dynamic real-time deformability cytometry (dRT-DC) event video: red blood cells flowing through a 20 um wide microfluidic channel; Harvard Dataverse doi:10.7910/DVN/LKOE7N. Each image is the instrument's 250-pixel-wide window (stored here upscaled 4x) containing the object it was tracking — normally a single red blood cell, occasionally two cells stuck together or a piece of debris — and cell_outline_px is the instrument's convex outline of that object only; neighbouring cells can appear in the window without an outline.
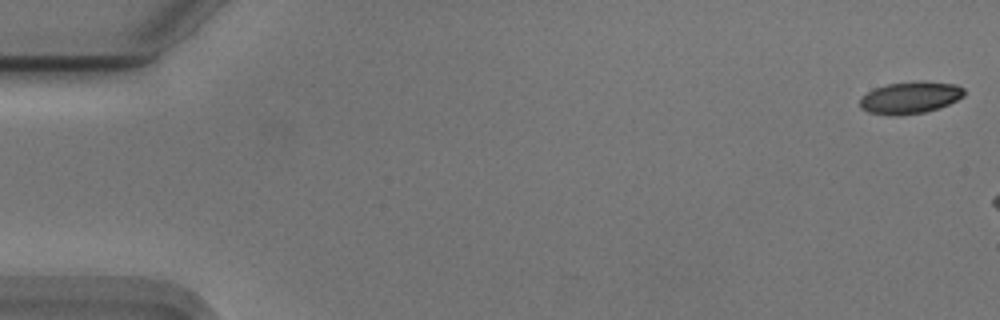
{"species": "Egyptian fruit bat (a non-hibernating species)", "species_latin": "Rousettus aegyptiacus", "temperature_condition": "cold", "stored_images_in_passage": 7, "camera_frame_rate_fps": 3000, "um_per_image_px": 0.085, "animal": {"sex": "male"}, "frame": {"image": 1, "passage_image": 1, "time_ms": 0.0, "image_size_px": [1000, 320], "cell_outline_px": [[964, 96], [940, 108], [924, 112], [900, 116], [888, 116], [868, 112], [860, 108], [860, 96], [876, 88], [888, 84], [920, 80], [956, 84], [964, 88]], "centroid_in_image_um": [77.35, 8.3], "position_along_channel_um": 7.6, "area_um2": 19.71}}